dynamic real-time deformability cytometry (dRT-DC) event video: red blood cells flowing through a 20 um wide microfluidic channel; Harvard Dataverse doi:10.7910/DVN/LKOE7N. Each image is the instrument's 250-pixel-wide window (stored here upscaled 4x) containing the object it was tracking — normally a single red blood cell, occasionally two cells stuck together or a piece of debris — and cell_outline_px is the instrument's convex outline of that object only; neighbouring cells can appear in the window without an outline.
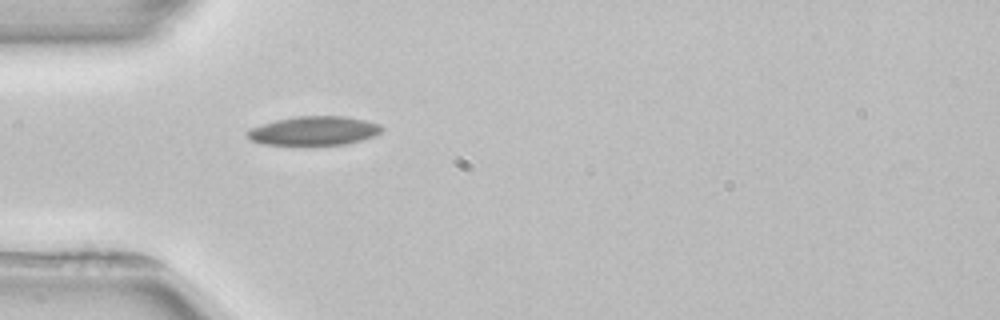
{"species": "common noctule bat (a hibernating species)", "species_latin": "Nyctalus noctula", "temperature_condition": "room temperature", "stored_images_in_passage": 1, "camera_frame_rate_fps": 3000, "um_per_image_px": 0.085, "animal": {"sex": "female", "body_mass_g": 22.7, "forearm_length_mm": 54.2}, "frame": {"image": 1, "passage_image": 1, "time_ms": 0.0, "image_size_px": [1000, 320], "cell_outline_px": [[384, 128], [380, 132], [372, 136], [360, 140], [344, 144], [304, 148], [264, 144], [252, 140], [244, 132], [248, 128], [276, 120], [296, 116], [344, 116], [364, 120], [380, 124]], "centroid_in_image_um": [26.62, 11.16], "position_along_channel_um": 58.4, "area_um2": 23.52}}